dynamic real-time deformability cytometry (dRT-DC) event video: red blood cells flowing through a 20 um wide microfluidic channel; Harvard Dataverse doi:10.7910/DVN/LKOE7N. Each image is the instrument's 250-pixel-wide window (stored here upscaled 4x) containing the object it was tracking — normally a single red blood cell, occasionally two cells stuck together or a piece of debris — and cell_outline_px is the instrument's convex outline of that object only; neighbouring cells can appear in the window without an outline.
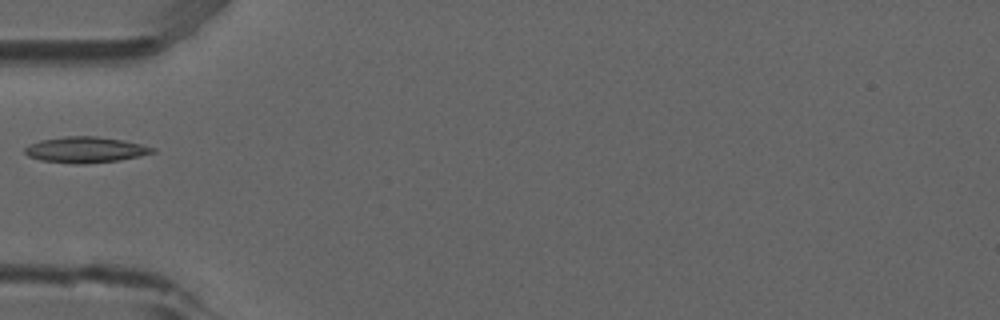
{"species": "common noctule bat (a hibernating species)", "species_latin": "Nyctalus noctula", "temperature_condition": "room temperature", "stored_images_in_passage": 5, "camera_frame_rate_fps": 3000, "um_per_image_px": 0.085, "animal": {"sex": "male", "forearm_length_mm": 52.5}, "frame": {"image": 1, "passage_image": 5, "time_ms": 1.333, "image_size_px": [1000, 320], "cell_outline_px": [[156, 152], [140, 156], [120, 160], [84, 164], [72, 164], [40, 160], [28, 156], [24, 152], [24, 148], [28, 144], [40, 140], [64, 136], [96, 136], [124, 140], [156, 148]], "centroid_in_image_um": [7.25, 12.73], "position_along_channel_um": 77.7, "area_um2": 19.48}}